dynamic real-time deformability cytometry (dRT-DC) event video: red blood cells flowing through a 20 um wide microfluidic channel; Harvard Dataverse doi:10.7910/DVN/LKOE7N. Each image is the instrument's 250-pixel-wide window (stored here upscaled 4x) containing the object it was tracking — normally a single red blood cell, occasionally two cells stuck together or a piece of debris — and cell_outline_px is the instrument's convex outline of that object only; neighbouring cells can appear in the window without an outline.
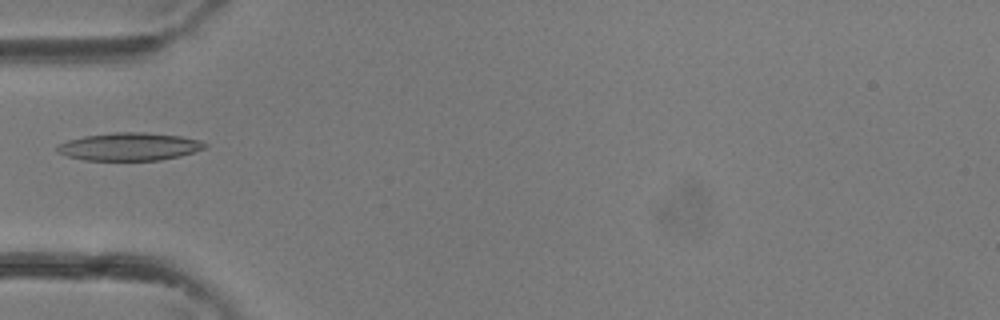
{"species": "common noctule bat (a hibernating species)", "species_latin": "Nyctalus noctula", "temperature_condition": "room temperature", "stored_images_in_passage": 31, "camera_frame_rate_fps": 3000, "um_per_image_px": 0.085, "animal": {"sex": "female"}, "frame": {"image": 1, "passage_image": 7, "time_ms": 2.0, "image_size_px": [1000, 320], "cell_outline_px": [[208, 144], [204, 148], [180, 156], [160, 160], [84, 160], [68, 156], [56, 152], [56, 144], [68, 140], [84, 136], [112, 132], [144, 132], [180, 136], [200, 140]], "centroid_in_image_um": [10.96, 12.46], "position_along_channel_um": 74.0, "area_um2": 23.99}}
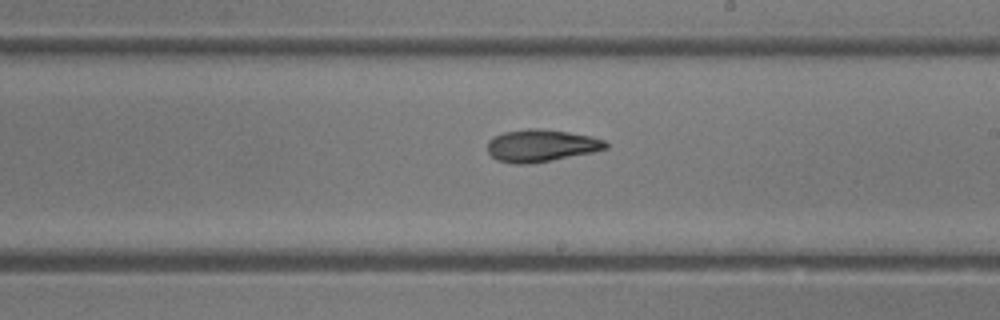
{"frame": {"image": 2, "passage_image": 16, "time_ms": 5.0, "image_size_px": [1000, 320], "cell_outline_px": [[608, 148], [592, 152], [552, 160], [528, 164], [512, 164], [496, 160], [488, 152], [488, 140], [504, 132], [528, 128], [536, 128], [568, 132], [592, 136], [604, 140], [608, 144]], "centroid_in_image_um": [45.99, 12.38], "position_along_channel_um": 243.0, "area_um2": 22.2}}
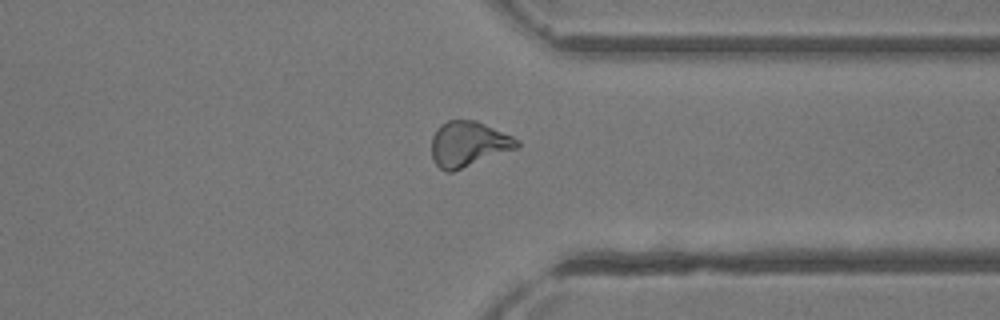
{"frame": {"image": 3, "passage_image": 23, "time_ms": 7.333, "image_size_px": [1000, 320], "cell_outline_px": [[520, 148], [452, 172], [444, 172], [432, 160], [432, 136], [440, 124], [448, 120], [476, 120], [512, 136], [520, 140]], "centroid_in_image_um": [39.83, 12.25], "position_along_channel_um": 371.6, "area_um2": 22.83}}